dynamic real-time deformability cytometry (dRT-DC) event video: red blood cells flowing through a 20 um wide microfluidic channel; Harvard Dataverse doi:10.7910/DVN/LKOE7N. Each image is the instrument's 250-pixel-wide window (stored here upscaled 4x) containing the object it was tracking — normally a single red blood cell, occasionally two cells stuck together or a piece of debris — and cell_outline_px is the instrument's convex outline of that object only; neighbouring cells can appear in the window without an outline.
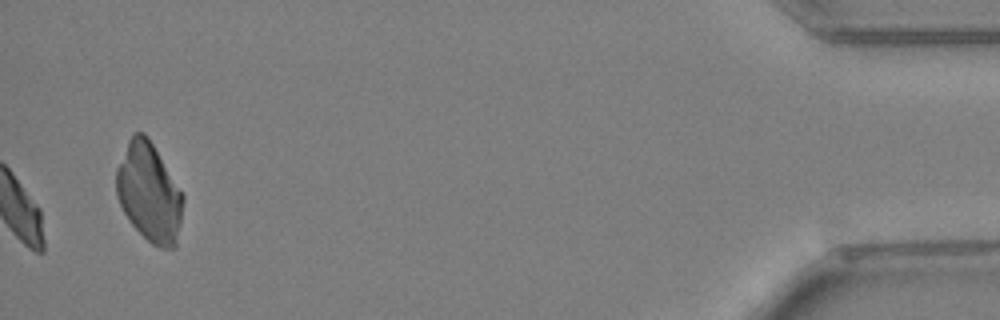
{"species": "Egyptian fruit bat (a non-hibernating species)", "species_latin": "Rousettus aegyptiacus", "temperature_condition": "warm", "stored_images_in_passage": 37, "camera_frame_rate_fps": 3000, "um_per_image_px": 0.085, "animal": {"sex": "female"}, "frame": {"image": 1, "passage_image": 37, "time_ms": 12.0, "image_size_px": [1000, 320], "cell_outline_px": [[184, 200], [176, 248], [160, 248], [152, 244], [132, 224], [124, 212], [116, 196], [116, 168], [128, 140], [132, 132], [144, 132], [148, 136], [184, 196]], "centroid_in_image_um": [12.67, 16.35], "position_along_channel_um": 422.5, "area_um2": 38.26}, "authors_computed_cell_mechanics": {"area_um2": 20.808, "velocity_mm_per_s": 3.9001, "shape_relaxation_time_tau1_ms": 5.9843, "shape_relaxation_time_tau2_ms": null, "deformation_change_tau1": 0.1214, "deformation_change_tau2": null}}